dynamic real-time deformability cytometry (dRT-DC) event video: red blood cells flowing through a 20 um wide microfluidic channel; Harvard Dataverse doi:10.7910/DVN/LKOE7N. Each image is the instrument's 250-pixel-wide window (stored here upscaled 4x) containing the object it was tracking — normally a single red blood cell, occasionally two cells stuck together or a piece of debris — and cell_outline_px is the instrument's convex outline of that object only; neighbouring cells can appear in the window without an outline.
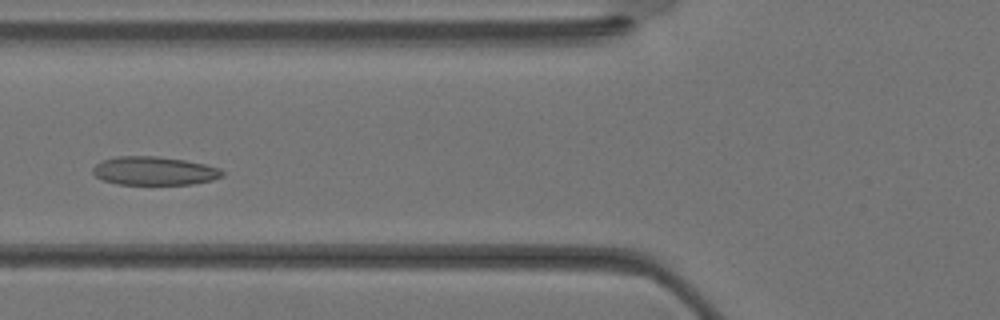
{"species": "Egyptian fruit bat (a non-hibernating species)", "species_latin": "Rousettus aegyptiacus", "temperature_condition": "warm", "stored_images_in_passage": 33, "camera_frame_rate_fps": 3000, "um_per_image_px": 0.085, "animal": {"sex": "female"}, "frame": {"image": 1, "passage_image": 11, "time_ms": 3.333, "image_size_px": [1000, 320], "cell_outline_px": [[224, 176], [212, 180], [192, 184], [116, 184], [104, 180], [96, 176], [92, 172], [92, 168], [96, 164], [104, 160], [116, 156], [156, 156], [184, 160], [204, 164], [220, 168], [224, 172]], "centroid_in_image_um": [13.12, 14.52], "position_along_channel_um": 112.7, "area_um2": 21.44}}
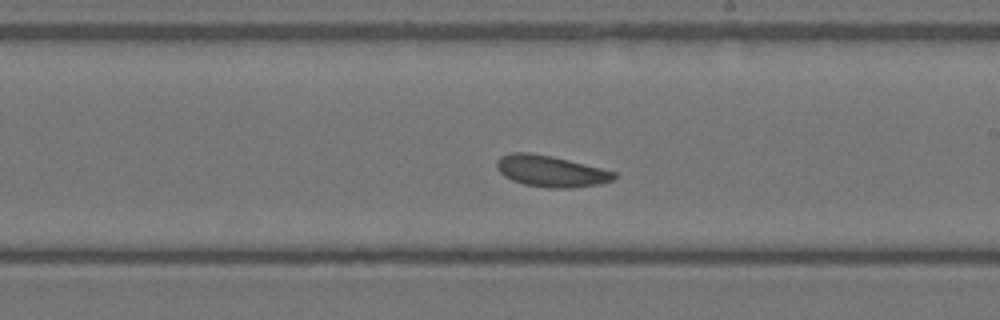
{"frame": {"image": 2, "passage_image": 18, "time_ms": 5.667, "image_size_px": [1000, 320], "cell_outline_px": [[616, 176], [612, 180], [600, 184], [572, 188], [548, 188], [524, 184], [512, 180], [504, 176], [496, 168], [496, 160], [500, 156], [512, 152], [528, 152], [552, 156], [616, 172]], "centroid_in_image_um": [46.78, 14.55], "position_along_channel_um": 242.2, "area_um2": 21.39}}
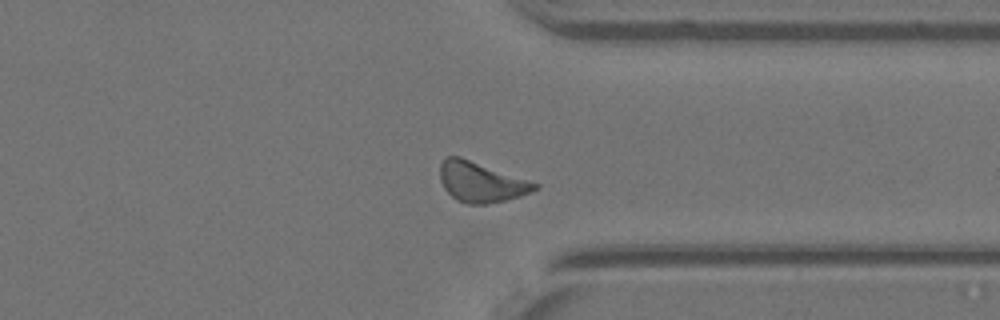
{"frame": {"image": 3, "passage_image": 25, "time_ms": 8.0, "image_size_px": [1000, 320], "cell_outline_px": [[540, 188], [520, 196], [504, 200], [484, 204], [468, 204], [456, 200], [444, 188], [440, 180], [440, 164], [444, 156], [460, 156], [540, 184]], "centroid_in_image_um": [40.87, 15.46], "position_along_channel_um": 370.5, "area_um2": 22.14}}